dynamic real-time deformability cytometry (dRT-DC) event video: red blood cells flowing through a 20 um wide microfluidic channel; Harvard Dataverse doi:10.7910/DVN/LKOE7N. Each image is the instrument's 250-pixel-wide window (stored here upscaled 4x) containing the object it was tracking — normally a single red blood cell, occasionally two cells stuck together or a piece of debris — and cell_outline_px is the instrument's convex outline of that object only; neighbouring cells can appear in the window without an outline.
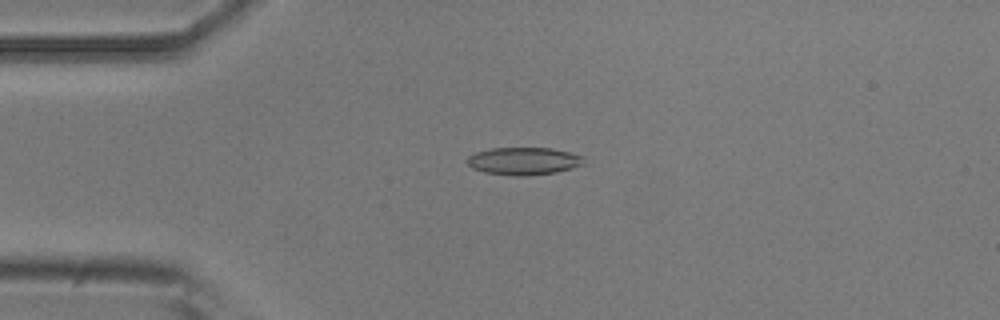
{"species": "common noctule bat (a hibernating species)", "species_latin": "Nyctalus noctula", "temperature_condition": "room temperature", "stored_images_in_passage": 3, "camera_frame_rate_fps": 3000, "um_per_image_px": 0.085, "animal": {"sex": "male", "body_mass_g": 20.5, "forearm_length_mm": 52.5}, "frame": {"image": 1, "passage_image": 2, "time_ms": 1.0, "image_size_px": [1000, 320], "cell_outline_px": [[584, 164], [572, 168], [556, 172], [524, 176], [516, 176], [484, 172], [472, 168], [468, 164], [468, 156], [476, 152], [492, 148], [552, 148], [584, 156]], "centroid_in_image_um": [44.53, 13.69], "position_along_channel_um": 40.5, "area_um2": 18.67}}